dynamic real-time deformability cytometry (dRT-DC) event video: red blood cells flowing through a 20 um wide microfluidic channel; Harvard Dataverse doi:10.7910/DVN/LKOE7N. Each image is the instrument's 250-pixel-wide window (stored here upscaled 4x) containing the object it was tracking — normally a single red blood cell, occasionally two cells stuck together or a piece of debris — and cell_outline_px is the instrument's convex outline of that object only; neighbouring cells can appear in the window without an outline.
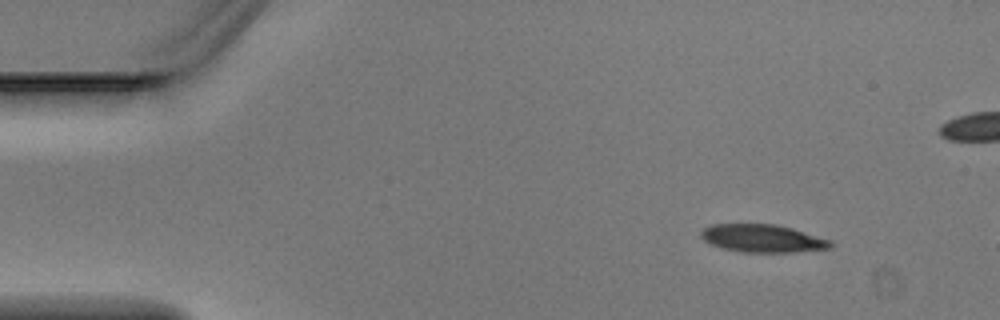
{"species": "Egyptian fruit bat (a non-hibernating species)", "species_latin": "Rousettus aegyptiacus", "temperature_condition": "warm", "stored_images_in_passage": 4, "camera_frame_rate_fps": 3000, "um_per_image_px": 0.085, "animal": {"sex": "male"}, "frame": {"image": 1, "passage_image": 1, "time_ms": 0.0, "image_size_px": [1000, 320], "cell_outline_px": [[836, 244], [832, 248], [792, 252], [744, 252], [724, 248], [712, 244], [704, 240], [700, 236], [700, 232], [704, 228], [712, 224], [776, 224], [792, 228], [832, 240]], "centroid_in_image_um": [64.87, 20.26], "position_along_channel_um": 20.1, "area_um2": 21.04}}